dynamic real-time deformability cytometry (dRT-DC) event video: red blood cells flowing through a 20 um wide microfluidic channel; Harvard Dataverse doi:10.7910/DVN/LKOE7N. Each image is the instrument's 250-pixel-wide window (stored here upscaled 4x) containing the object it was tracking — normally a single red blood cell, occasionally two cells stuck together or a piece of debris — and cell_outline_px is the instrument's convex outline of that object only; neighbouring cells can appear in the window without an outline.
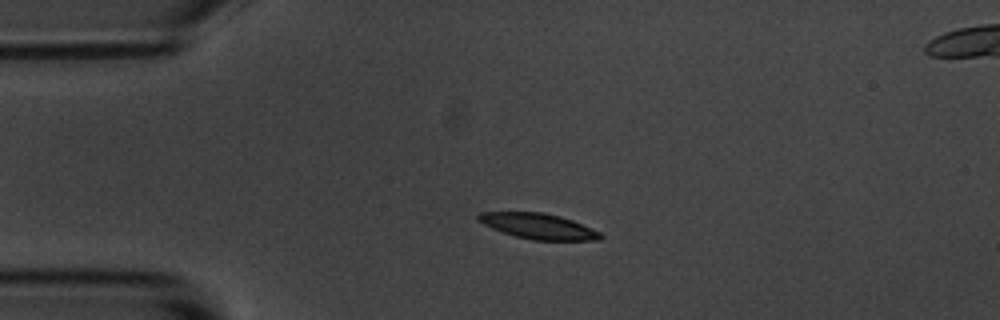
{"species": "common noctule bat (a hibernating species)", "species_latin": "Nyctalus noctula", "temperature_condition": "room temperature", "stored_images_in_passage": 54, "segment_of_instrument_passage": [1, 2], "camera_frame_rate_fps": 3000, "um_per_image_px": 0.085, "animal": {"sex": "male", "body_mass_g": 20.1, "forearm_length_mm": 53.5}, "frame": {"image": 1, "passage_image": 10, "time_ms": 3.0, "image_size_px": [1000, 320], "cell_outline_px": [[604, 236], [600, 240], [532, 240], [500, 232], [476, 220], [476, 216], [480, 212], [544, 212], [560, 216], [572, 220], [592, 228], [600, 232]], "centroid_in_image_um": [45.75, 19.22], "position_along_channel_um": 39.3, "area_um2": 18.26}}
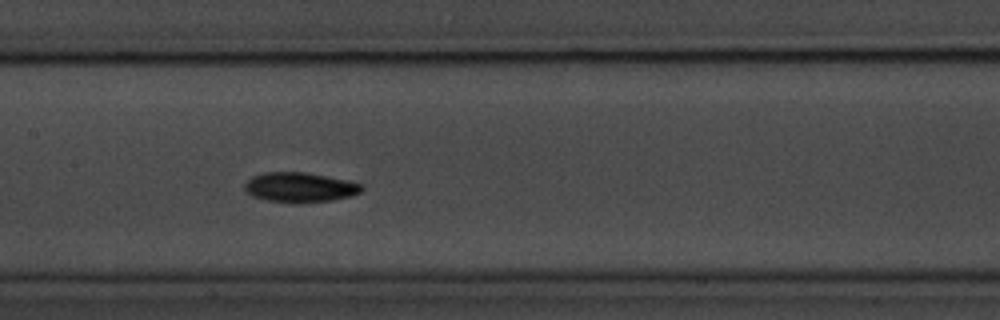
{"frame": {"image": 2, "passage_image": 24, "time_ms": 7.667, "image_size_px": [1000, 320], "cell_outline_px": [[364, 188], [360, 192], [352, 196], [332, 200], [300, 204], [292, 204], [268, 200], [252, 196], [244, 188], [244, 184], [252, 176], [264, 172], [304, 172], [348, 180], [364, 184]], "centroid_in_image_um": [25.51, 15.93], "position_along_channel_um": 181.9, "area_um2": 20.63}}
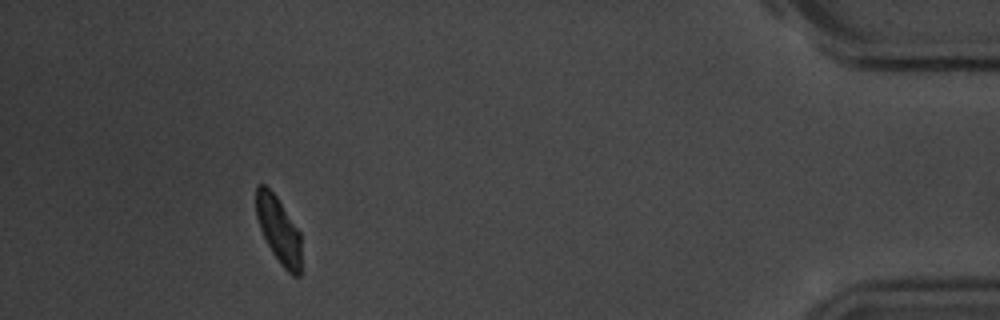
{"frame": {"image": 3, "passage_image": 48, "time_ms": 15.667, "image_size_px": [1000, 320], "cell_outline_px": [[300, 276], [292, 276], [280, 264], [272, 252], [260, 228], [256, 216], [256, 184], [264, 184], [276, 196], [300, 232]], "centroid_in_image_um": [23.67, 19.54], "position_along_channel_um": 411.5, "area_um2": 17.28}}